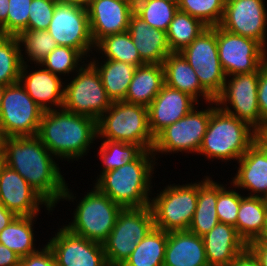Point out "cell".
<instances>
[{
  "label": "cell",
  "mask_w": 267,
  "mask_h": 266,
  "mask_svg": "<svg viewBox=\"0 0 267 266\" xmlns=\"http://www.w3.org/2000/svg\"><path fill=\"white\" fill-rule=\"evenodd\" d=\"M3 163L15 170L53 207L61 198L73 199L50 151L37 136L0 139Z\"/></svg>",
  "instance_id": "6da1fadb"
},
{
  "label": "cell",
  "mask_w": 267,
  "mask_h": 266,
  "mask_svg": "<svg viewBox=\"0 0 267 266\" xmlns=\"http://www.w3.org/2000/svg\"><path fill=\"white\" fill-rule=\"evenodd\" d=\"M96 135L94 118L62 108L61 112L44 111L36 136L50 153L73 159L84 155Z\"/></svg>",
  "instance_id": "7a4b0ae2"
},
{
  "label": "cell",
  "mask_w": 267,
  "mask_h": 266,
  "mask_svg": "<svg viewBox=\"0 0 267 266\" xmlns=\"http://www.w3.org/2000/svg\"><path fill=\"white\" fill-rule=\"evenodd\" d=\"M151 153L144 150L134 161L103 173L95 186L123 209L150 206Z\"/></svg>",
  "instance_id": "3957f363"
},
{
  "label": "cell",
  "mask_w": 267,
  "mask_h": 266,
  "mask_svg": "<svg viewBox=\"0 0 267 266\" xmlns=\"http://www.w3.org/2000/svg\"><path fill=\"white\" fill-rule=\"evenodd\" d=\"M221 108L212 113L198 153L208 158L237 159L257 140L254 129ZM252 131V132H251Z\"/></svg>",
  "instance_id": "277c9868"
},
{
  "label": "cell",
  "mask_w": 267,
  "mask_h": 266,
  "mask_svg": "<svg viewBox=\"0 0 267 266\" xmlns=\"http://www.w3.org/2000/svg\"><path fill=\"white\" fill-rule=\"evenodd\" d=\"M108 114V115H106ZM98 135L107 140L137 144L152 150L154 137L148 124V109L144 105L115 101L97 120Z\"/></svg>",
  "instance_id": "5b68a950"
},
{
  "label": "cell",
  "mask_w": 267,
  "mask_h": 266,
  "mask_svg": "<svg viewBox=\"0 0 267 266\" xmlns=\"http://www.w3.org/2000/svg\"><path fill=\"white\" fill-rule=\"evenodd\" d=\"M154 228L150 206L122 209L111 233L102 242L109 266H121L136 245Z\"/></svg>",
  "instance_id": "8992f818"
},
{
  "label": "cell",
  "mask_w": 267,
  "mask_h": 266,
  "mask_svg": "<svg viewBox=\"0 0 267 266\" xmlns=\"http://www.w3.org/2000/svg\"><path fill=\"white\" fill-rule=\"evenodd\" d=\"M77 206L71 225L65 226L71 233L102 243L115 226L123 209L96 186Z\"/></svg>",
  "instance_id": "52a82bcc"
},
{
  "label": "cell",
  "mask_w": 267,
  "mask_h": 266,
  "mask_svg": "<svg viewBox=\"0 0 267 266\" xmlns=\"http://www.w3.org/2000/svg\"><path fill=\"white\" fill-rule=\"evenodd\" d=\"M43 113L20 82L7 85L0 110V139L36 136Z\"/></svg>",
  "instance_id": "ba28073f"
},
{
  "label": "cell",
  "mask_w": 267,
  "mask_h": 266,
  "mask_svg": "<svg viewBox=\"0 0 267 266\" xmlns=\"http://www.w3.org/2000/svg\"><path fill=\"white\" fill-rule=\"evenodd\" d=\"M198 184L168 186L151 200L154 227L165 232L188 230L197 206Z\"/></svg>",
  "instance_id": "9c48e42d"
},
{
  "label": "cell",
  "mask_w": 267,
  "mask_h": 266,
  "mask_svg": "<svg viewBox=\"0 0 267 266\" xmlns=\"http://www.w3.org/2000/svg\"><path fill=\"white\" fill-rule=\"evenodd\" d=\"M111 105L112 100L92 63L86 68L81 66L77 77L64 88L63 108L67 111L86 115L97 121Z\"/></svg>",
  "instance_id": "30bf717a"
},
{
  "label": "cell",
  "mask_w": 267,
  "mask_h": 266,
  "mask_svg": "<svg viewBox=\"0 0 267 266\" xmlns=\"http://www.w3.org/2000/svg\"><path fill=\"white\" fill-rule=\"evenodd\" d=\"M181 54L195 70L201 86L215 99L227 81L218 56L216 26L207 27Z\"/></svg>",
  "instance_id": "8fae6325"
},
{
  "label": "cell",
  "mask_w": 267,
  "mask_h": 266,
  "mask_svg": "<svg viewBox=\"0 0 267 266\" xmlns=\"http://www.w3.org/2000/svg\"><path fill=\"white\" fill-rule=\"evenodd\" d=\"M216 35L218 56L226 76L259 72L267 62L265 48L256 40L219 26H216Z\"/></svg>",
  "instance_id": "7c38bea8"
},
{
  "label": "cell",
  "mask_w": 267,
  "mask_h": 266,
  "mask_svg": "<svg viewBox=\"0 0 267 266\" xmlns=\"http://www.w3.org/2000/svg\"><path fill=\"white\" fill-rule=\"evenodd\" d=\"M233 76L231 81L228 83L225 82L221 93L215 98V102L219 106L220 104H227V101H229L235 113L227 105L225 108H219L234 115L254 128L255 132H258L267 124L261 118L259 111L257 98L259 72L243 73Z\"/></svg>",
  "instance_id": "4fadbf2b"
},
{
  "label": "cell",
  "mask_w": 267,
  "mask_h": 266,
  "mask_svg": "<svg viewBox=\"0 0 267 266\" xmlns=\"http://www.w3.org/2000/svg\"><path fill=\"white\" fill-rule=\"evenodd\" d=\"M211 113L212 108L204 111H195L193 108L183 118L165 127L154 137L152 152L189 150L198 153Z\"/></svg>",
  "instance_id": "5bb4252c"
},
{
  "label": "cell",
  "mask_w": 267,
  "mask_h": 266,
  "mask_svg": "<svg viewBox=\"0 0 267 266\" xmlns=\"http://www.w3.org/2000/svg\"><path fill=\"white\" fill-rule=\"evenodd\" d=\"M47 31L59 46L77 49L83 55L94 46L88 11L80 6L57 1Z\"/></svg>",
  "instance_id": "9a60e30c"
},
{
  "label": "cell",
  "mask_w": 267,
  "mask_h": 266,
  "mask_svg": "<svg viewBox=\"0 0 267 266\" xmlns=\"http://www.w3.org/2000/svg\"><path fill=\"white\" fill-rule=\"evenodd\" d=\"M267 14L263 0H226L219 27L252 38L264 48Z\"/></svg>",
  "instance_id": "2e32d148"
},
{
  "label": "cell",
  "mask_w": 267,
  "mask_h": 266,
  "mask_svg": "<svg viewBox=\"0 0 267 266\" xmlns=\"http://www.w3.org/2000/svg\"><path fill=\"white\" fill-rule=\"evenodd\" d=\"M58 266H109L102 243L71 233L66 227L47 244Z\"/></svg>",
  "instance_id": "e0dca14e"
},
{
  "label": "cell",
  "mask_w": 267,
  "mask_h": 266,
  "mask_svg": "<svg viewBox=\"0 0 267 266\" xmlns=\"http://www.w3.org/2000/svg\"><path fill=\"white\" fill-rule=\"evenodd\" d=\"M0 203L16 216H36L39 203L46 205L47 210L52 208L24 178L4 163L0 167Z\"/></svg>",
  "instance_id": "ac0fdd59"
},
{
  "label": "cell",
  "mask_w": 267,
  "mask_h": 266,
  "mask_svg": "<svg viewBox=\"0 0 267 266\" xmlns=\"http://www.w3.org/2000/svg\"><path fill=\"white\" fill-rule=\"evenodd\" d=\"M87 11L91 35L96 45L108 35L128 31L134 3L129 0H91Z\"/></svg>",
  "instance_id": "d6986e66"
},
{
  "label": "cell",
  "mask_w": 267,
  "mask_h": 266,
  "mask_svg": "<svg viewBox=\"0 0 267 266\" xmlns=\"http://www.w3.org/2000/svg\"><path fill=\"white\" fill-rule=\"evenodd\" d=\"M195 101L190 95L163 84L158 95L147 107L148 124L153 137L187 115L194 108Z\"/></svg>",
  "instance_id": "ffe728a7"
},
{
  "label": "cell",
  "mask_w": 267,
  "mask_h": 266,
  "mask_svg": "<svg viewBox=\"0 0 267 266\" xmlns=\"http://www.w3.org/2000/svg\"><path fill=\"white\" fill-rule=\"evenodd\" d=\"M209 266H230L248 245L234 226L219 222L202 236Z\"/></svg>",
  "instance_id": "44dd1931"
},
{
  "label": "cell",
  "mask_w": 267,
  "mask_h": 266,
  "mask_svg": "<svg viewBox=\"0 0 267 266\" xmlns=\"http://www.w3.org/2000/svg\"><path fill=\"white\" fill-rule=\"evenodd\" d=\"M128 32L145 64H163L171 53L166 32L150 27L135 13L131 15Z\"/></svg>",
  "instance_id": "7402d4cb"
},
{
  "label": "cell",
  "mask_w": 267,
  "mask_h": 266,
  "mask_svg": "<svg viewBox=\"0 0 267 266\" xmlns=\"http://www.w3.org/2000/svg\"><path fill=\"white\" fill-rule=\"evenodd\" d=\"M163 266H209L202 237L189 230L168 232Z\"/></svg>",
  "instance_id": "603a6c76"
},
{
  "label": "cell",
  "mask_w": 267,
  "mask_h": 266,
  "mask_svg": "<svg viewBox=\"0 0 267 266\" xmlns=\"http://www.w3.org/2000/svg\"><path fill=\"white\" fill-rule=\"evenodd\" d=\"M240 167L233 185L264 194L267 199V150L256 140L238 160Z\"/></svg>",
  "instance_id": "cb8c5ba5"
},
{
  "label": "cell",
  "mask_w": 267,
  "mask_h": 266,
  "mask_svg": "<svg viewBox=\"0 0 267 266\" xmlns=\"http://www.w3.org/2000/svg\"><path fill=\"white\" fill-rule=\"evenodd\" d=\"M23 62L19 82L29 96L44 110H52L49 103L63 108L64 89L61 90V79L49 70L41 69L26 76L27 66ZM25 80V81H24ZM23 81L25 82L24 84ZM48 102V105H47Z\"/></svg>",
  "instance_id": "d4e9b609"
},
{
  "label": "cell",
  "mask_w": 267,
  "mask_h": 266,
  "mask_svg": "<svg viewBox=\"0 0 267 266\" xmlns=\"http://www.w3.org/2000/svg\"><path fill=\"white\" fill-rule=\"evenodd\" d=\"M259 194L241 197L235 228L248 245L267 236V199Z\"/></svg>",
  "instance_id": "484cf974"
},
{
  "label": "cell",
  "mask_w": 267,
  "mask_h": 266,
  "mask_svg": "<svg viewBox=\"0 0 267 266\" xmlns=\"http://www.w3.org/2000/svg\"><path fill=\"white\" fill-rule=\"evenodd\" d=\"M162 65L164 84L190 95L196 102L198 93H201L206 101L215 103V99L201 86L195 70L181 52H171Z\"/></svg>",
  "instance_id": "4316f807"
},
{
  "label": "cell",
  "mask_w": 267,
  "mask_h": 266,
  "mask_svg": "<svg viewBox=\"0 0 267 266\" xmlns=\"http://www.w3.org/2000/svg\"><path fill=\"white\" fill-rule=\"evenodd\" d=\"M163 84L164 68L162 64L138 66L123 101L148 107L160 92Z\"/></svg>",
  "instance_id": "83f0119b"
},
{
  "label": "cell",
  "mask_w": 267,
  "mask_h": 266,
  "mask_svg": "<svg viewBox=\"0 0 267 266\" xmlns=\"http://www.w3.org/2000/svg\"><path fill=\"white\" fill-rule=\"evenodd\" d=\"M217 197V183L207 177L198 184L197 206L189 225L190 232L202 237L219 223L216 212Z\"/></svg>",
  "instance_id": "f1b7e54d"
},
{
  "label": "cell",
  "mask_w": 267,
  "mask_h": 266,
  "mask_svg": "<svg viewBox=\"0 0 267 266\" xmlns=\"http://www.w3.org/2000/svg\"><path fill=\"white\" fill-rule=\"evenodd\" d=\"M168 232L154 227L121 266H163Z\"/></svg>",
  "instance_id": "f546056e"
},
{
  "label": "cell",
  "mask_w": 267,
  "mask_h": 266,
  "mask_svg": "<svg viewBox=\"0 0 267 266\" xmlns=\"http://www.w3.org/2000/svg\"><path fill=\"white\" fill-rule=\"evenodd\" d=\"M91 63L98 70L105 91L112 102L123 101L133 79L136 66L109 59L101 67H97L95 61Z\"/></svg>",
  "instance_id": "4dcf8cb0"
},
{
  "label": "cell",
  "mask_w": 267,
  "mask_h": 266,
  "mask_svg": "<svg viewBox=\"0 0 267 266\" xmlns=\"http://www.w3.org/2000/svg\"><path fill=\"white\" fill-rule=\"evenodd\" d=\"M35 216H16L1 232L0 243L20 258L36 252L33 248L32 220Z\"/></svg>",
  "instance_id": "1f68e13d"
},
{
  "label": "cell",
  "mask_w": 267,
  "mask_h": 266,
  "mask_svg": "<svg viewBox=\"0 0 267 266\" xmlns=\"http://www.w3.org/2000/svg\"><path fill=\"white\" fill-rule=\"evenodd\" d=\"M207 28L200 20L178 10L166 32L171 52H181Z\"/></svg>",
  "instance_id": "d6a6232c"
},
{
  "label": "cell",
  "mask_w": 267,
  "mask_h": 266,
  "mask_svg": "<svg viewBox=\"0 0 267 266\" xmlns=\"http://www.w3.org/2000/svg\"><path fill=\"white\" fill-rule=\"evenodd\" d=\"M178 11V4L165 0H137L134 13L150 27L167 32Z\"/></svg>",
  "instance_id": "836d02e7"
},
{
  "label": "cell",
  "mask_w": 267,
  "mask_h": 266,
  "mask_svg": "<svg viewBox=\"0 0 267 266\" xmlns=\"http://www.w3.org/2000/svg\"><path fill=\"white\" fill-rule=\"evenodd\" d=\"M23 62L17 37L4 35L0 38V85L19 82Z\"/></svg>",
  "instance_id": "e575fe53"
},
{
  "label": "cell",
  "mask_w": 267,
  "mask_h": 266,
  "mask_svg": "<svg viewBox=\"0 0 267 266\" xmlns=\"http://www.w3.org/2000/svg\"><path fill=\"white\" fill-rule=\"evenodd\" d=\"M96 46L104 52L109 60L126 62L136 67L145 64L141 60L128 31L108 35L101 39Z\"/></svg>",
  "instance_id": "d590c367"
},
{
  "label": "cell",
  "mask_w": 267,
  "mask_h": 266,
  "mask_svg": "<svg viewBox=\"0 0 267 266\" xmlns=\"http://www.w3.org/2000/svg\"><path fill=\"white\" fill-rule=\"evenodd\" d=\"M143 151L137 144L104 140L99 151L105 167L102 174L134 161Z\"/></svg>",
  "instance_id": "8d00e7d4"
},
{
  "label": "cell",
  "mask_w": 267,
  "mask_h": 266,
  "mask_svg": "<svg viewBox=\"0 0 267 266\" xmlns=\"http://www.w3.org/2000/svg\"><path fill=\"white\" fill-rule=\"evenodd\" d=\"M226 0H179L178 10L200 20L207 27L218 26L222 20Z\"/></svg>",
  "instance_id": "74e56055"
},
{
  "label": "cell",
  "mask_w": 267,
  "mask_h": 266,
  "mask_svg": "<svg viewBox=\"0 0 267 266\" xmlns=\"http://www.w3.org/2000/svg\"><path fill=\"white\" fill-rule=\"evenodd\" d=\"M18 42L24 43L26 53L36 63H39L58 45L47 30H25L17 36Z\"/></svg>",
  "instance_id": "f35d334b"
},
{
  "label": "cell",
  "mask_w": 267,
  "mask_h": 266,
  "mask_svg": "<svg viewBox=\"0 0 267 266\" xmlns=\"http://www.w3.org/2000/svg\"><path fill=\"white\" fill-rule=\"evenodd\" d=\"M82 53L67 46H57L41 62L53 74L69 73L77 68L79 59L82 60Z\"/></svg>",
  "instance_id": "ab89813d"
},
{
  "label": "cell",
  "mask_w": 267,
  "mask_h": 266,
  "mask_svg": "<svg viewBox=\"0 0 267 266\" xmlns=\"http://www.w3.org/2000/svg\"><path fill=\"white\" fill-rule=\"evenodd\" d=\"M241 197L237 192L227 191L224 186L218 184L216 212L219 222L235 227Z\"/></svg>",
  "instance_id": "60d3db41"
},
{
  "label": "cell",
  "mask_w": 267,
  "mask_h": 266,
  "mask_svg": "<svg viewBox=\"0 0 267 266\" xmlns=\"http://www.w3.org/2000/svg\"><path fill=\"white\" fill-rule=\"evenodd\" d=\"M32 0H9L7 35L17 36L28 30L29 8Z\"/></svg>",
  "instance_id": "b9f144b4"
},
{
  "label": "cell",
  "mask_w": 267,
  "mask_h": 266,
  "mask_svg": "<svg viewBox=\"0 0 267 266\" xmlns=\"http://www.w3.org/2000/svg\"><path fill=\"white\" fill-rule=\"evenodd\" d=\"M58 0H32L29 8L28 29L47 30Z\"/></svg>",
  "instance_id": "7bdbcfd3"
},
{
  "label": "cell",
  "mask_w": 267,
  "mask_h": 266,
  "mask_svg": "<svg viewBox=\"0 0 267 266\" xmlns=\"http://www.w3.org/2000/svg\"><path fill=\"white\" fill-rule=\"evenodd\" d=\"M19 266H58L50 247L46 245L42 251L37 250L20 258Z\"/></svg>",
  "instance_id": "ee69618b"
},
{
  "label": "cell",
  "mask_w": 267,
  "mask_h": 266,
  "mask_svg": "<svg viewBox=\"0 0 267 266\" xmlns=\"http://www.w3.org/2000/svg\"><path fill=\"white\" fill-rule=\"evenodd\" d=\"M257 98L261 118L267 123V62L259 71Z\"/></svg>",
  "instance_id": "f6af8a7d"
},
{
  "label": "cell",
  "mask_w": 267,
  "mask_h": 266,
  "mask_svg": "<svg viewBox=\"0 0 267 266\" xmlns=\"http://www.w3.org/2000/svg\"><path fill=\"white\" fill-rule=\"evenodd\" d=\"M248 248L259 260L261 266H267V239H257L248 244Z\"/></svg>",
  "instance_id": "bcb514c9"
},
{
  "label": "cell",
  "mask_w": 267,
  "mask_h": 266,
  "mask_svg": "<svg viewBox=\"0 0 267 266\" xmlns=\"http://www.w3.org/2000/svg\"><path fill=\"white\" fill-rule=\"evenodd\" d=\"M230 266H261L259 260L247 247L243 252L238 254Z\"/></svg>",
  "instance_id": "7dc6e473"
},
{
  "label": "cell",
  "mask_w": 267,
  "mask_h": 266,
  "mask_svg": "<svg viewBox=\"0 0 267 266\" xmlns=\"http://www.w3.org/2000/svg\"><path fill=\"white\" fill-rule=\"evenodd\" d=\"M20 257L0 243V266H19Z\"/></svg>",
  "instance_id": "c3c4849f"
},
{
  "label": "cell",
  "mask_w": 267,
  "mask_h": 266,
  "mask_svg": "<svg viewBox=\"0 0 267 266\" xmlns=\"http://www.w3.org/2000/svg\"><path fill=\"white\" fill-rule=\"evenodd\" d=\"M16 217V215L8 210L0 203V232Z\"/></svg>",
  "instance_id": "681fc988"
},
{
  "label": "cell",
  "mask_w": 267,
  "mask_h": 266,
  "mask_svg": "<svg viewBox=\"0 0 267 266\" xmlns=\"http://www.w3.org/2000/svg\"><path fill=\"white\" fill-rule=\"evenodd\" d=\"M9 0H0V26L4 35H7V16Z\"/></svg>",
  "instance_id": "f907efd6"
},
{
  "label": "cell",
  "mask_w": 267,
  "mask_h": 266,
  "mask_svg": "<svg viewBox=\"0 0 267 266\" xmlns=\"http://www.w3.org/2000/svg\"><path fill=\"white\" fill-rule=\"evenodd\" d=\"M257 140L267 150V124L257 132Z\"/></svg>",
  "instance_id": "816d5d0a"
},
{
  "label": "cell",
  "mask_w": 267,
  "mask_h": 266,
  "mask_svg": "<svg viewBox=\"0 0 267 266\" xmlns=\"http://www.w3.org/2000/svg\"><path fill=\"white\" fill-rule=\"evenodd\" d=\"M58 1L62 3L80 6L86 9L89 7L90 2H91V0H58Z\"/></svg>",
  "instance_id": "f5cc1de1"
},
{
  "label": "cell",
  "mask_w": 267,
  "mask_h": 266,
  "mask_svg": "<svg viewBox=\"0 0 267 266\" xmlns=\"http://www.w3.org/2000/svg\"><path fill=\"white\" fill-rule=\"evenodd\" d=\"M5 87L6 86L0 85V110H1V106H2V99H3Z\"/></svg>",
  "instance_id": "db71d44e"
},
{
  "label": "cell",
  "mask_w": 267,
  "mask_h": 266,
  "mask_svg": "<svg viewBox=\"0 0 267 266\" xmlns=\"http://www.w3.org/2000/svg\"><path fill=\"white\" fill-rule=\"evenodd\" d=\"M2 163H3V158H2V154L0 152V167H1Z\"/></svg>",
  "instance_id": "11a10c76"
},
{
  "label": "cell",
  "mask_w": 267,
  "mask_h": 266,
  "mask_svg": "<svg viewBox=\"0 0 267 266\" xmlns=\"http://www.w3.org/2000/svg\"><path fill=\"white\" fill-rule=\"evenodd\" d=\"M165 1H171V2L176 3V4L179 3V0H165Z\"/></svg>",
  "instance_id": "9f6ffc18"
},
{
  "label": "cell",
  "mask_w": 267,
  "mask_h": 266,
  "mask_svg": "<svg viewBox=\"0 0 267 266\" xmlns=\"http://www.w3.org/2000/svg\"><path fill=\"white\" fill-rule=\"evenodd\" d=\"M3 36H4V34H3L1 26H0V38H2Z\"/></svg>",
  "instance_id": "6f0895ef"
}]
</instances>
